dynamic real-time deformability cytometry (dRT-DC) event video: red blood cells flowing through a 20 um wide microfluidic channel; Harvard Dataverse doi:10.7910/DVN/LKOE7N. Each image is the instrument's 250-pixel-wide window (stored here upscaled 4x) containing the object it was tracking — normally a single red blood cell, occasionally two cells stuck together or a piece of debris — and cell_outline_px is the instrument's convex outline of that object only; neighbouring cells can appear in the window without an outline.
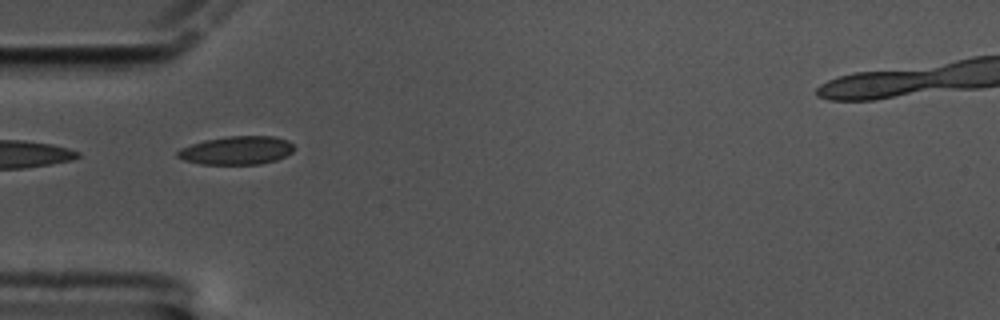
{"species": "common noctule bat (a hibernating species)", "species_latin": "Nyctalus noctula", "temperature_condition": "cold", "stored_images_in_passage": 44, "camera_frame_rate_fps": 3000, "um_per_image_px": 0.085, "animal": {"sex": "male", "body_mass_g": 17.5, "forearm_length_mm": 52.3}, "frame": {"image": 1, "passage_image": 1, "time_ms": 0.0, "image_size_px": [1000, 320], "cell_outline_px": [[292, 152], [276, 160], [260, 164], [200, 164], [184, 160], [176, 156], [176, 152], [180, 148], [204, 140], [228, 136], [276, 136], [288, 140], [292, 144]], "centroid_in_image_um": [20.09, 12.78], "position_along_channel_um": 64.9, "area_um2": 19.25}}
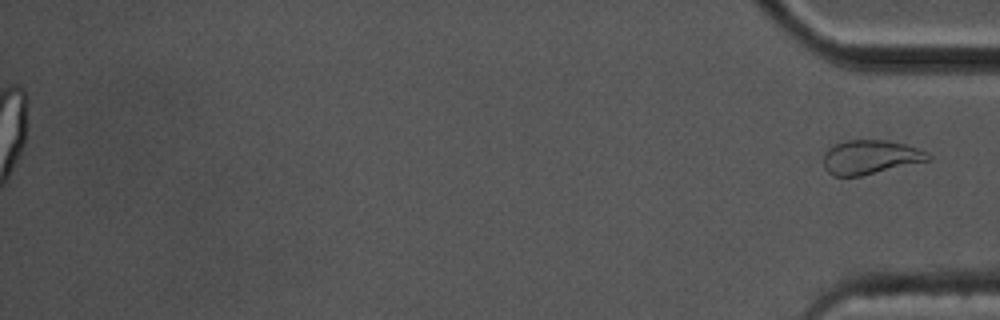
{"frame": {"image": 2, "passage_image": 44, "time_ms": 14.333, "image_size_px": [1000, 320], "cell_outline_px": [[932, 160], [860, 176], [832, 176], [824, 168], [824, 152], [832, 144], [848, 140], [888, 140], [904, 144], [928, 152], [932, 156]], "centroid_in_image_um": [73.98, 13.35], "position_along_channel_um": 361.2, "area_um2": 20.98}}